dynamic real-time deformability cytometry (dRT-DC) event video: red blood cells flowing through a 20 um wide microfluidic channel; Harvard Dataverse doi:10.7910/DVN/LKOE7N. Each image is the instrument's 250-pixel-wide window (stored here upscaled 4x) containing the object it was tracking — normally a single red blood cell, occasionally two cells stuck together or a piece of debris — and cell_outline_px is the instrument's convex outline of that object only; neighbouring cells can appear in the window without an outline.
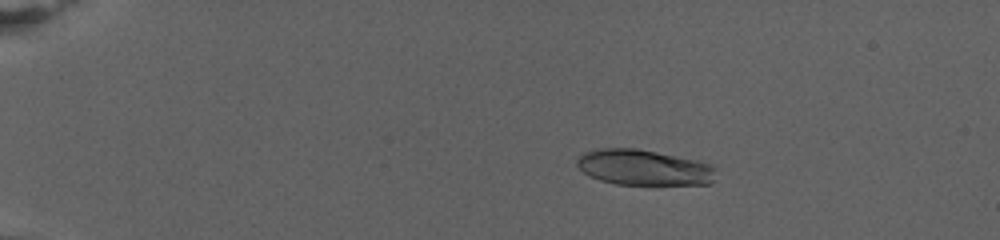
{"species": "human", "species_latin": "Homo sapiens", "temperature_condition": "warm", "stored_images_in_passage": 39, "camera_frame_rate_fps": 3000, "um_per_image_px": 0.085, "donor": {"sex": "female"}, "frame": {"image": 1, "passage_image": 2, "time_ms": 0.333, "image_size_px": [1000, 240], "cell_outline_px": [[716, 168], [712, 180], [708, 184], [616, 184], [600, 180], [584, 172], [576, 164], [576, 160], [584, 152], [600, 148], [636, 148], [696, 160], [708, 164]], "centroid_in_image_um": [54.69, 14.23], "position_along_channel_um": 30.3, "area_um2": 28.44}}
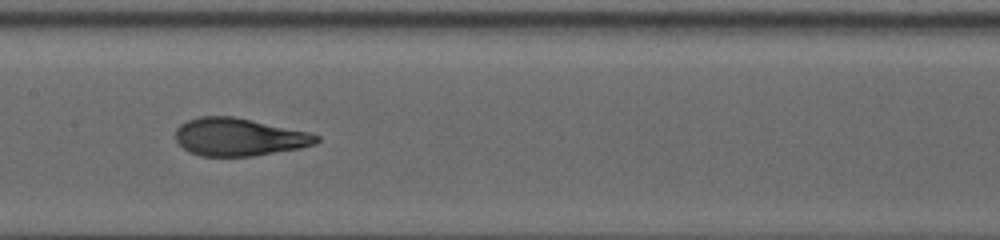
{"frame": {"image": 2, "passage_image": 18, "time_ms": 9.667, "image_size_px": [1000, 240], "cell_outline_px": [[320, 140], [316, 144], [300, 148], [252, 156], [200, 156], [188, 152], [176, 140], [176, 128], [180, 124], [188, 120], [200, 116], [232, 116], [308, 132], [320, 136]], "centroid_in_image_um": [20.3, 11.65], "position_along_channel_um": 187.1, "area_um2": 30.87}}
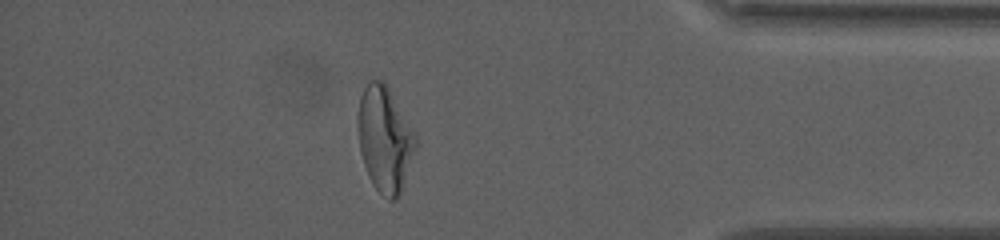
{"frame": {"image": 3, "passage_image": 34, "time_ms": 18.667, "image_size_px": [1000, 240], "cell_outline_px": [[416, 148], [400, 196], [396, 200], [388, 200], [372, 184], [368, 176], [360, 152], [356, 120], [360, 96], [368, 80], [380, 80], [388, 84], [416, 132]], "centroid_in_image_um": [32.71, 11.79], "position_along_channel_um": 402.5, "area_um2": 36.24}, "authors_computed_cell_mechanics": {"area_um2": 31.1542, "velocity_mm_per_s": 2.6913, "shape_relaxation_time_tau1_ms": 8.5388, "shape_relaxation_time_tau2_ms": 1.157, "deformation_change_tau1": 0.2704, "deformation_change_tau2": 0.0791}}